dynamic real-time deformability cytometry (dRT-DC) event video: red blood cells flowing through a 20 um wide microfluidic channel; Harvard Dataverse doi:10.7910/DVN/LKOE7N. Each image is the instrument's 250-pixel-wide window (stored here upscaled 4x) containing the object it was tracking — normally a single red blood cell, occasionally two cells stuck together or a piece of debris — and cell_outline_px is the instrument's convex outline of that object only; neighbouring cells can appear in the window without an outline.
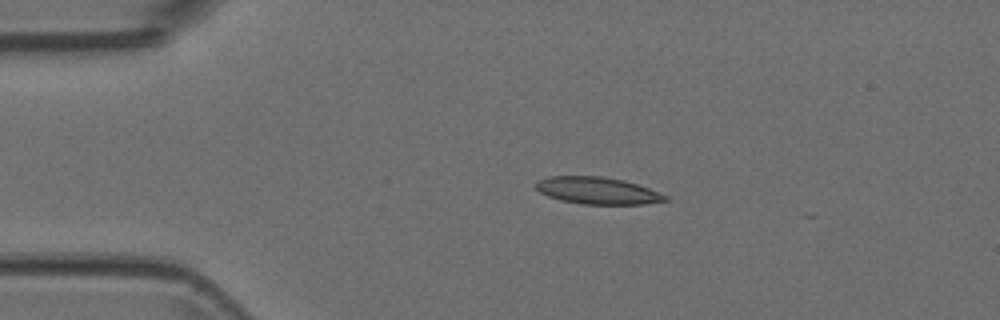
{"species": "Egyptian fruit bat (a non-hibernating species)", "species_latin": "Rousettus aegyptiacus", "temperature_condition": "room temperature", "stored_images_in_passage": 5, "camera_frame_rate_fps": 3000, "um_per_image_px": 0.085, "animal": {"sex": "female"}, "frame": {"image": 1, "passage_image": 3, "time_ms": 0.667, "image_size_px": [1000, 320], "cell_outline_px": [[668, 200], [644, 204], [580, 204], [560, 200], [548, 196], [540, 192], [536, 188], [536, 180], [548, 176], [604, 176], [624, 180], [648, 188], [668, 196]], "centroid_in_image_um": [50.75, 16.2], "position_along_channel_um": 34.2, "area_um2": 20.4}}